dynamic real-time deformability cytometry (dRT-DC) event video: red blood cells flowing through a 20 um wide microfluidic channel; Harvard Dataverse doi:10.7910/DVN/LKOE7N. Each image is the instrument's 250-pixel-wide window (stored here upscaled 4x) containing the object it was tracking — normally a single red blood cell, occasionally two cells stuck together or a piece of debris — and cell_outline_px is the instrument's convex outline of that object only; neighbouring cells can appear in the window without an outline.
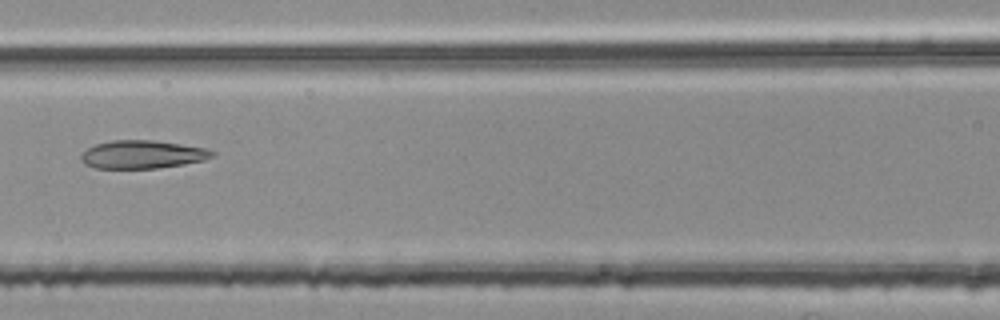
{"species": "common noctule bat (a hibernating species)", "species_latin": "Nyctalus noctula", "temperature_condition": "room temperature", "stored_images_in_passage": 4, "camera_frame_rate_fps": 3000, "um_per_image_px": 0.085, "animal": {"sex": "female", "body_mass_g": 25.1}, "frame": {"image": 1, "passage_image": 4, "time_ms": 1.0, "image_size_px": [1000, 320], "cell_outline_px": [[216, 156], [204, 160], [184, 164], [156, 168], [96, 168], [84, 164], [80, 160], [80, 156], [88, 148], [96, 144], [112, 140], [152, 140], [208, 148], [216, 152]], "centroid_in_image_um": [12.14, 13.13], "position_along_channel_um": 154.5, "area_um2": 21.56}}